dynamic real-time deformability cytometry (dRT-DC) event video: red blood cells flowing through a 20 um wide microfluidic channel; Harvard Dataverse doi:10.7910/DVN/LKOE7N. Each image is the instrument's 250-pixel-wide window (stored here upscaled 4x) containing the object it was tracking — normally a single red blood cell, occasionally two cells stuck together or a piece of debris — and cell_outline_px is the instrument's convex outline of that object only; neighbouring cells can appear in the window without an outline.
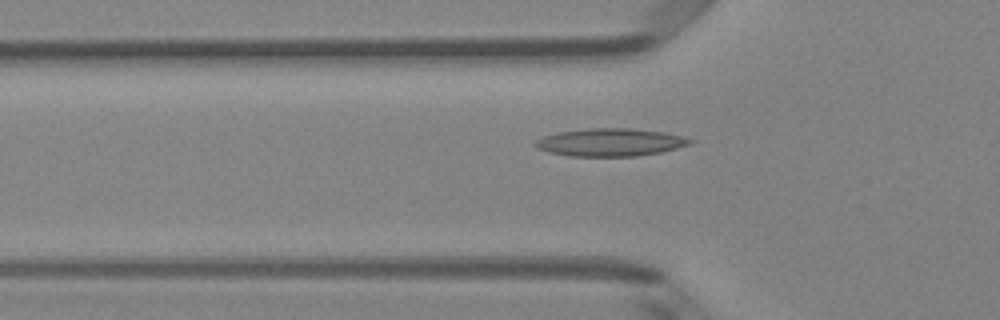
{"species": "Egyptian fruit bat (a non-hibernating species)", "species_latin": "Rousettus aegyptiacus", "temperature_condition": "room temperature", "stored_images_in_passage": 44, "camera_frame_rate_fps": 3000, "um_per_image_px": 0.085, "animal": {"sex": "female"}, "frame": {"image": 1, "passage_image": 12, "time_ms": 3.667, "image_size_px": [1000, 320], "cell_outline_px": [[696, 140], [692, 144], [660, 152], [636, 156], [568, 156], [548, 152], [536, 148], [532, 144], [536, 140], [544, 136], [556, 132], [588, 128], [628, 128], [664, 132]], "centroid_in_image_um": [51.84, 12.09], "position_along_channel_um": 74.0, "area_um2": 25.14}}
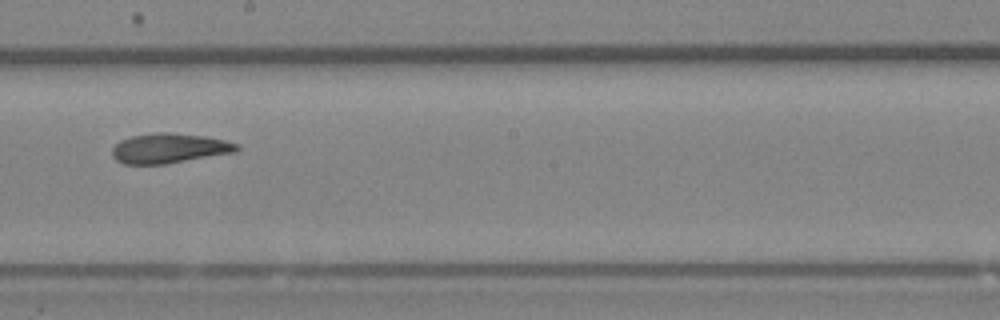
{"frame": {"image": 2, "passage_image": 24, "time_ms": 7.667, "image_size_px": [1000, 320], "cell_outline_px": [[240, 148], [236, 152], [164, 164], [124, 164], [116, 160], [112, 156], [112, 148], [120, 140], [132, 136], [156, 132], [168, 132], [204, 136], [224, 140], [240, 144]], "centroid_in_image_um": [14.38, 12.6], "position_along_channel_um": 233.8, "area_um2": 21.68}}
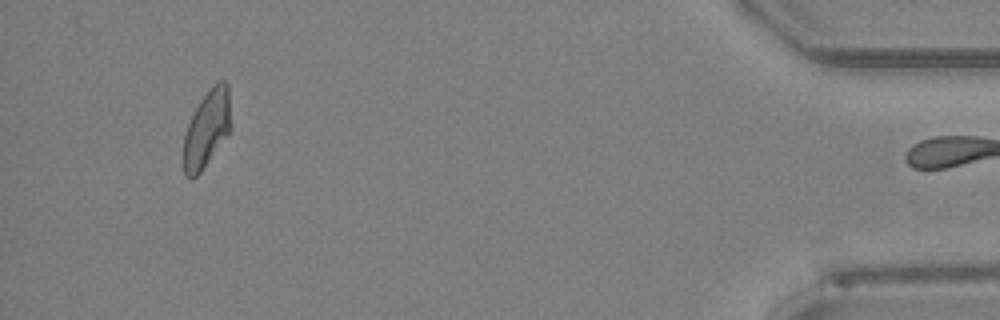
{"frame": {"image": 3, "passage_image": 43, "time_ms": 14.0, "image_size_px": [1000, 320], "cell_outline_px": [[232, 128], [200, 172], [192, 180], [184, 176], [184, 136], [188, 124], [200, 100], [216, 80], [224, 80], [228, 84]], "centroid_in_image_um": [17.6, 10.91], "position_along_channel_um": 417.6, "area_um2": 21.21}, "authors_computed_cell_mechanics": {"area_um2": 21.7039, "velocity_mm_per_s": 4.0071, "shape_relaxation_time_tau1_ms": 11.3008, "shape_relaxation_time_tau2_ms": 2.9981, "deformation_change_tau1": 0.2785, "deformation_change_tau2": 0.1171}}